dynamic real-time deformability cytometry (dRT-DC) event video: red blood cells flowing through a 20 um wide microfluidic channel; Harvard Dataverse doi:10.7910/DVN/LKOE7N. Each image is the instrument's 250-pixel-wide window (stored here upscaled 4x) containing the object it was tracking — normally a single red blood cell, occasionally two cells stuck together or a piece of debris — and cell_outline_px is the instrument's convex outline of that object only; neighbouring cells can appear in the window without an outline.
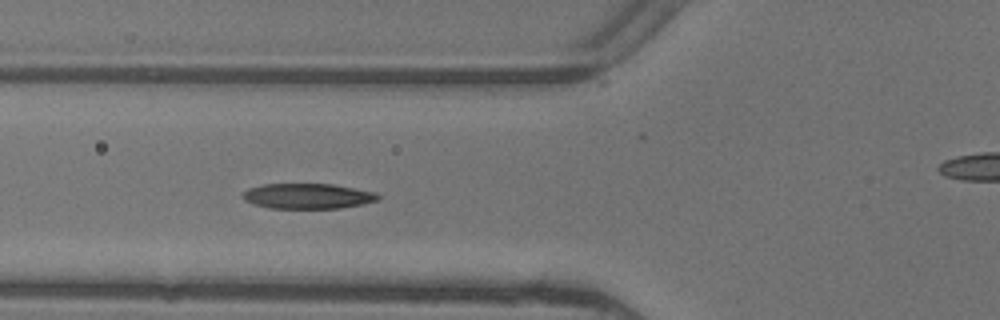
{"species": "common noctule bat (a hibernating species)", "species_latin": "Nyctalus noctula", "temperature_condition": "warm", "stored_images_in_passage": 6, "segment_of_instrument_passage": [1, 2], "camera_frame_rate_fps": 3000, "um_per_image_px": 0.085, "animal": {"sex": "female"}, "frame": {"image": 1, "passage_image": 5, "time_ms": 1.333, "image_size_px": [1000, 320], "cell_outline_px": [[380, 196], [376, 200], [360, 204], [340, 208], [268, 208], [244, 200], [240, 196], [248, 188], [264, 184], [332, 184], [372, 192]], "centroid_in_image_um": [26.07, 16.66], "position_along_channel_um": 99.7, "area_um2": 19.59}}